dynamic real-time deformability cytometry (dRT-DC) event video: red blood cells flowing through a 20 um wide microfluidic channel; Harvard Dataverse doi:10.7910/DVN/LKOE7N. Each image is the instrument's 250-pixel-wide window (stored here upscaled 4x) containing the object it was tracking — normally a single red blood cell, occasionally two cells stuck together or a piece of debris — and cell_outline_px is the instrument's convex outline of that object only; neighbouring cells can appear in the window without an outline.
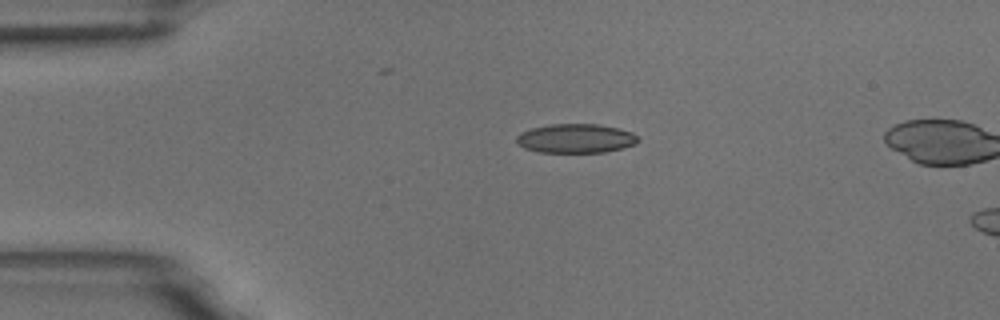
{"species": "common noctule bat (a hibernating species)", "species_latin": "Nyctalus noctula", "temperature_condition": "room temperature", "stored_images_in_passage": 6, "camera_frame_rate_fps": 3000, "um_per_image_px": 0.085, "animal": {"sex": "male", "body_mass_g": 18.8}, "frame": {"image": 1, "passage_image": 1, "time_ms": 0.0, "image_size_px": [1000, 320], "cell_outline_px": [[640, 140], [636, 144], [624, 148], [604, 152], [540, 152], [524, 148], [516, 144], [516, 136], [520, 132], [532, 128], [552, 124], [596, 124], [620, 128], [632, 132]], "centroid_in_image_um": [48.94, 11.77], "position_along_channel_um": 36.1, "area_um2": 20.75}}